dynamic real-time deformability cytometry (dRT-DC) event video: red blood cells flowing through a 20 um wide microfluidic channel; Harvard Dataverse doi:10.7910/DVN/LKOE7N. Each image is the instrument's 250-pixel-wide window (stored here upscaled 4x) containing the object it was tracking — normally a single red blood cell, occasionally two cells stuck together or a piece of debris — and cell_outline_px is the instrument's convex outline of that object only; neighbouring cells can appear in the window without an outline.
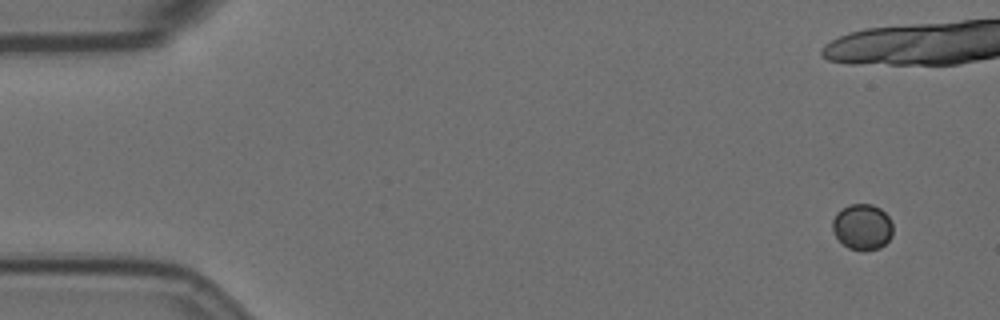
{"species": "Egyptian fruit bat (a non-hibernating species)", "species_latin": "Rousettus aegyptiacus", "temperature_condition": "room temperature", "stored_images_in_passage": 56, "camera_frame_rate_fps": 3000, "um_per_image_px": 0.085, "animal": {"sex": "female"}, "frame": {"image": 1, "passage_image": 1, "time_ms": 0.0, "image_size_px": [1000, 320], "cell_outline_px": [[892, 236], [880, 248], [864, 252], [848, 248], [836, 236], [832, 228], [832, 220], [836, 212], [848, 204], [872, 204], [880, 208], [888, 216], [892, 224]], "centroid_in_image_um": [73.29, 19.29], "position_along_channel_um": 11.7, "area_um2": 16.3}, "authors_computed_cell_mechanics": {"area_um2": 16.3863, "velocity_mm_per_s": 3.5331, "shape_relaxation_time_tau1_ms": 0.9999, "shape_relaxation_time_tau2_ms": null, "deformation_change_tau1": 0.0093, "deformation_change_tau2": null}}